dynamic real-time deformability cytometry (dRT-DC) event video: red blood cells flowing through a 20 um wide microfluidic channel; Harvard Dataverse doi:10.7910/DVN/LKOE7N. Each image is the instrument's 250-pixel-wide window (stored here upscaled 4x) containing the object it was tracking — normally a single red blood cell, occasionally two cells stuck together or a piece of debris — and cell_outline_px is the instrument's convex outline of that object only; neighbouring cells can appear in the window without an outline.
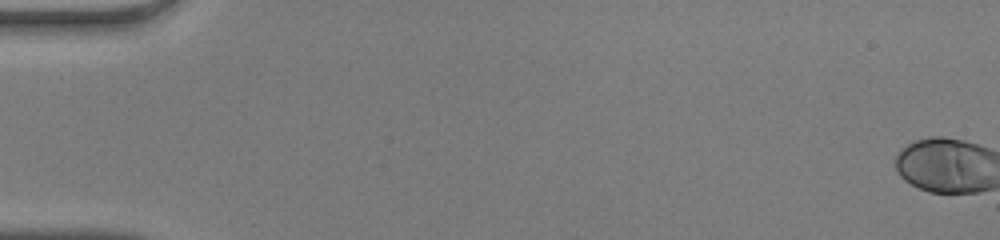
{"species": "human", "species_latin": "Homo sapiens", "temperature_condition": "warm", "stored_images_in_passage": 51, "camera_frame_rate_fps": 3000, "um_per_image_px": 0.085, "donor": {"sex": "male"}, "frame": {"image": 1, "passage_image": 1, "time_ms": 0.0, "image_size_px": [1000, 240], "cell_outline_px": [[984, 188], [964, 192], [936, 192], [924, 188], [908, 180], [900, 172], [900, 156], [912, 144], [924, 140], [952, 140], [968, 144]], "centroid_in_image_um": [79.99, 14.14], "position_along_channel_um": 5.0, "area_um2": 24.97}}
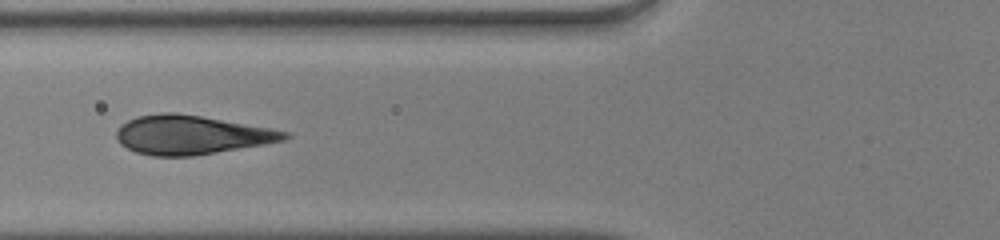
{"frame": {"image": 2, "passage_image": 22, "time_ms": 7.0, "image_size_px": [1000, 240], "cell_outline_px": [[284, 136], [272, 140], [208, 152], [172, 156], [140, 152], [124, 144], [120, 140], [120, 128], [132, 120], [144, 116], [192, 116], [276, 132]], "centroid_in_image_um": [16.01, 11.49], "position_along_channel_um": 109.8, "area_um2": 32.14}}
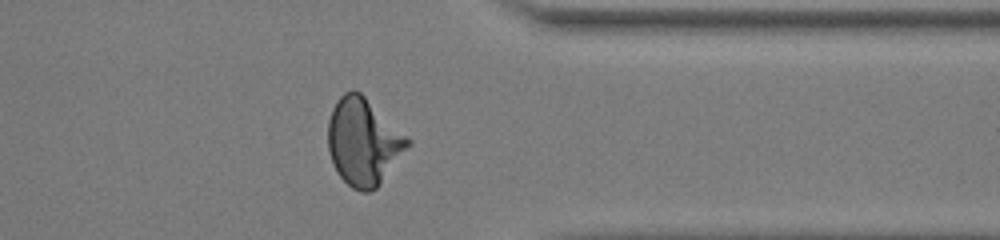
{"frame": {"image": 3, "passage_image": 42, "time_ms": 13.667, "image_size_px": [1000, 240], "cell_outline_px": [[408, 144], [376, 184], [372, 188], [356, 188], [344, 180], [336, 168], [332, 156], [328, 140], [328, 128], [332, 112], [336, 104], [348, 92], [356, 92], [408, 140]], "centroid_in_image_um": [30.8, 12.05], "position_along_channel_um": 380.6, "area_um2": 36.01}}